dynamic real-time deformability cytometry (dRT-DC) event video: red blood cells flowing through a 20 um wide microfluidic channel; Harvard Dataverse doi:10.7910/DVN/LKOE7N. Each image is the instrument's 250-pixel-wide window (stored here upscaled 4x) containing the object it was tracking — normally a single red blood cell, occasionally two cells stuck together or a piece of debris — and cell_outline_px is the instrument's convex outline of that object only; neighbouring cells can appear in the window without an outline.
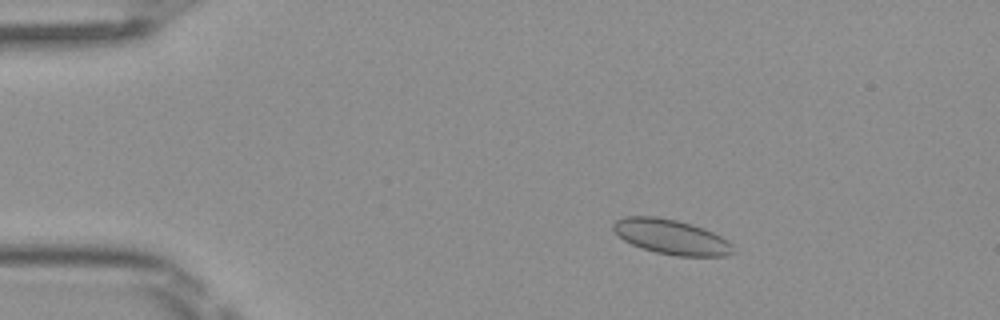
{"species": "Egyptian fruit bat (a non-hibernating species)", "species_latin": "Rousettus aegyptiacus", "temperature_condition": "room temperature", "stored_images_in_passage": 49, "camera_frame_rate_fps": 3000, "um_per_image_px": 0.085, "frame": {"image": 1, "passage_image": 8, "time_ms": 2.333, "image_size_px": [1000, 320], "cell_outline_px": [[736, 252], [724, 256], [676, 256], [656, 252], [632, 244], [624, 240], [612, 228], [612, 224], [616, 220], [624, 216], [656, 216], [676, 220], [692, 224], [704, 228], [728, 240], [732, 244]], "centroid_in_image_um": [57.08, 20.13], "position_along_channel_um": 27.9, "area_um2": 24.33}}
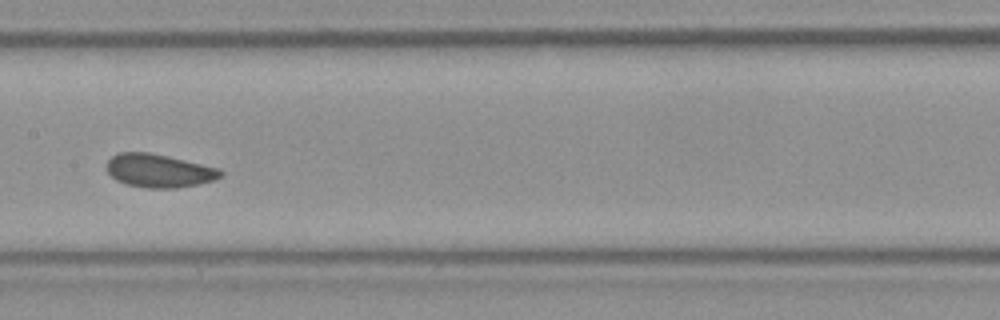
{"frame": {"image": 2, "passage_image": 25, "time_ms": 8.0, "image_size_px": [1000, 320], "cell_outline_px": [[224, 172], [220, 176], [212, 180], [196, 184], [176, 188], [148, 188], [128, 184], [116, 180], [104, 168], [108, 160], [112, 156], [120, 152], [148, 152], [168, 156], [220, 168]], "centroid_in_image_um": [13.48, 14.5], "position_along_channel_um": 193.9, "area_um2": 22.02}}
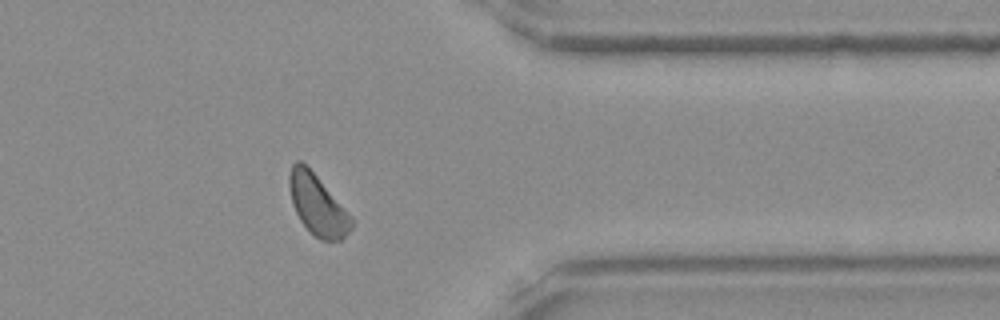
{"frame": {"image": 3, "passage_image": 40, "time_ms": 13.0, "image_size_px": [1000, 320], "cell_outline_px": [[352, 228], [340, 240], [320, 240], [300, 220], [292, 204], [288, 184], [288, 176], [292, 164], [296, 160], [300, 160], [316, 176], [352, 216]], "centroid_in_image_um": [26.97, 17.41], "position_along_channel_um": 384.4, "area_um2": 21.44}, "authors_computed_cell_mechanics": {"area_um2": 22.3108, "velocity_mm_per_s": 4.0531, "shape_relaxation_time_tau1_ms": null, "shape_relaxation_time_tau2_ms": 2.6141, "deformation_change_tau1": null, "deformation_change_tau2": 0.0454}}